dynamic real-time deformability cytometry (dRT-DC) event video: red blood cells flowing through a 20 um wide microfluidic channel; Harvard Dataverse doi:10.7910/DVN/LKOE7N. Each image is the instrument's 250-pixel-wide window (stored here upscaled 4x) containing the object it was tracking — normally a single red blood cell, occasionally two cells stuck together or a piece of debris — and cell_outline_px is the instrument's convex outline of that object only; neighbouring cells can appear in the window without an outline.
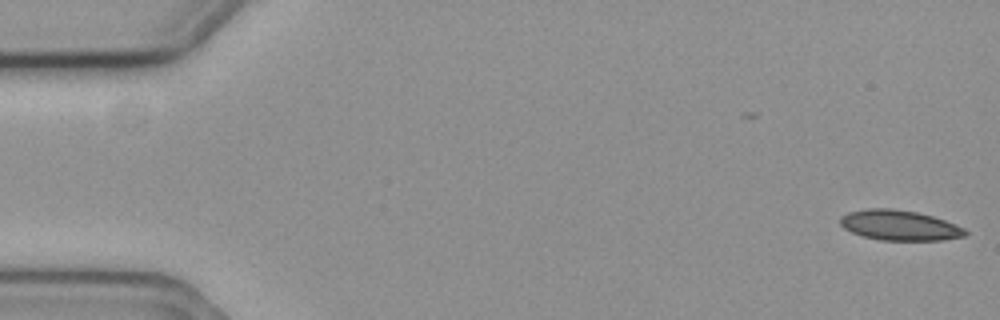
{"species": "common noctule bat (a hibernating species)", "species_latin": "Nyctalus noctula", "temperature_condition": "cold", "stored_images_in_passage": 2, "camera_frame_rate_fps": 3000, "um_per_image_px": 0.085, "animal": {"sex": "female", "body_mass_g": 19.3, "forearm_length_mm": 54.1}, "frame": {"image": 1, "passage_image": 2, "time_ms": 0.333, "image_size_px": [1000, 320], "cell_outline_px": [[968, 232], [964, 236], [944, 240], [880, 240], [864, 236], [852, 232], [844, 228], [840, 224], [840, 216], [848, 212], [868, 208], [892, 208], [916, 212], [932, 216], [944, 220], [964, 228]], "centroid_in_image_um": [76.44, 19.14], "position_along_channel_um": 8.6, "area_um2": 21.91}}